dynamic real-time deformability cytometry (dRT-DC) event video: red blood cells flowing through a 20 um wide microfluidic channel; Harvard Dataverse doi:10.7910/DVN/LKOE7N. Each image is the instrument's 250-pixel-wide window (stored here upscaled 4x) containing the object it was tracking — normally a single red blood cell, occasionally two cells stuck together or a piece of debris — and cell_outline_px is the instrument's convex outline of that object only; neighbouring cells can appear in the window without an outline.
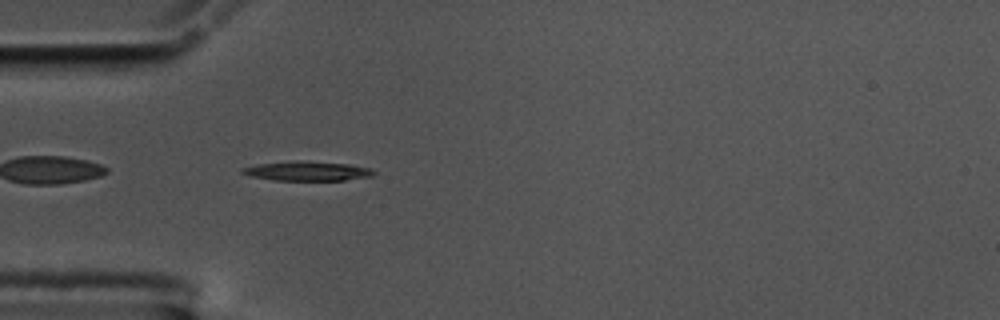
{"species": "common noctule bat (a hibernating species)", "species_latin": "Nyctalus noctula", "temperature_condition": "cold", "stored_images_in_passage": 42, "camera_frame_rate_fps": 3000, "um_per_image_px": 0.085, "animal": {"sex": "male", "body_mass_g": 17.5, "forearm_length_mm": 52.3}, "frame": {"image": 1, "passage_image": 2, "time_ms": 0.333, "image_size_px": [1000, 320], "cell_outline_px": [[376, 172], [372, 176], [344, 180], [272, 180], [248, 176], [240, 172], [240, 168], [260, 164], [296, 160], [352, 164], [372, 168]], "centroid_in_image_um": [26.12, 14.53], "position_along_channel_um": 58.9, "area_um2": 15.03}}
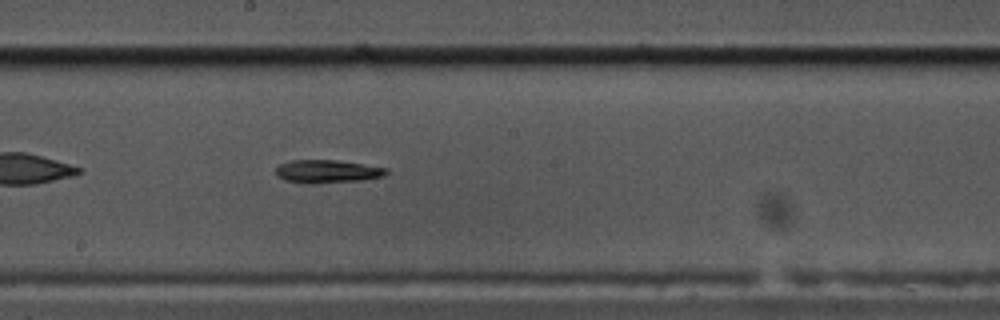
{"frame": {"image": 2, "passage_image": 16, "time_ms": 5.0, "image_size_px": [1000, 320], "cell_outline_px": [[388, 172], [384, 176], [360, 180], [316, 184], [308, 184], [284, 180], [276, 176], [276, 168], [280, 164], [292, 160], [336, 160], [388, 168]], "centroid_in_image_um": [27.79, 14.58], "position_along_channel_um": 220.4, "area_um2": 14.91}}
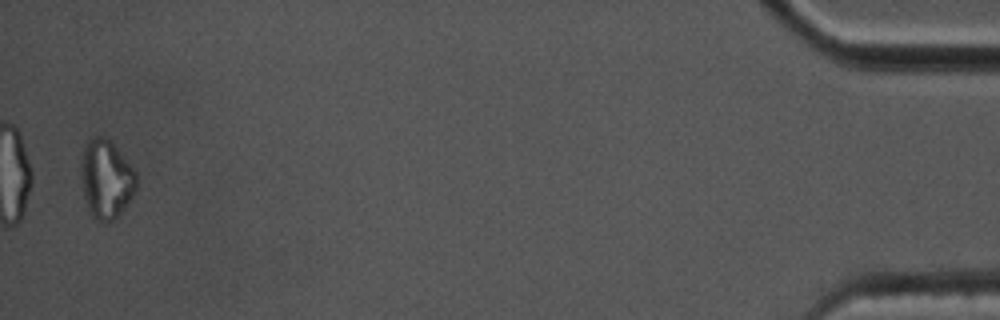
{"frame": {"image": 3, "passage_image": 41, "time_ms": 13.333, "image_size_px": [1000, 320], "cell_outline_px": [[136, 188], [132, 196], [120, 212], [112, 220], [104, 224], [96, 220], [92, 216], [84, 192], [80, 168], [84, 144], [88, 140], [96, 136], [104, 136], [116, 148], [136, 172]], "centroid_in_image_um": [9.01, 15.21], "position_along_channel_um": 426.2, "area_um2": 24.8}}